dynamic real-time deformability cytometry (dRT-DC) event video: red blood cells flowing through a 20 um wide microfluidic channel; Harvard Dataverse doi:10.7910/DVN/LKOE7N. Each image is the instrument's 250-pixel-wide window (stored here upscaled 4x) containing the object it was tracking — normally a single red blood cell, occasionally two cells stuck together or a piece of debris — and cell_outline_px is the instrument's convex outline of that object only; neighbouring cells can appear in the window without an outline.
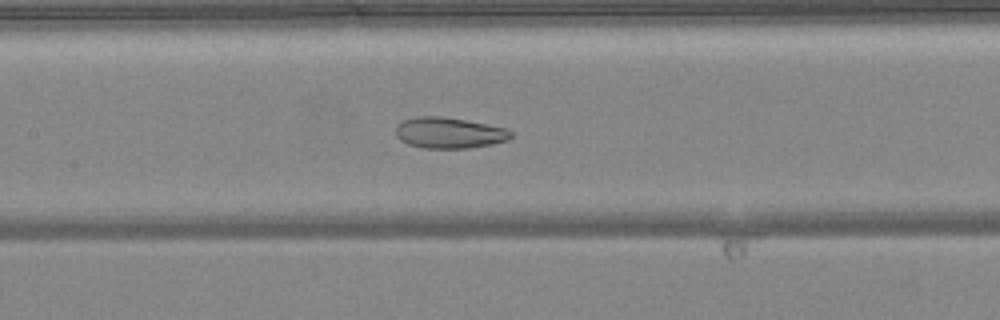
{"species": "common noctule bat (a hibernating species)", "species_latin": "Nyctalus noctula", "temperature_condition": "warm", "stored_images_in_passage": 50, "camera_frame_rate_fps": 3000, "um_per_image_px": 0.085, "animal": {"sex": "female", "body_mass_g": 24.6, "forearm_length_mm": 56.2}, "frame": {"image": 1, "passage_image": 24, "time_ms": 7.667, "image_size_px": [1000, 320], "cell_outline_px": [[512, 136], [508, 140], [492, 144], [468, 148], [424, 148], [408, 144], [400, 140], [396, 136], [396, 124], [400, 120], [420, 116], [440, 116], [488, 124], [508, 128], [512, 132]], "centroid_in_image_um": [38.16, 11.29], "position_along_channel_um": 169.2, "area_um2": 20.92}}
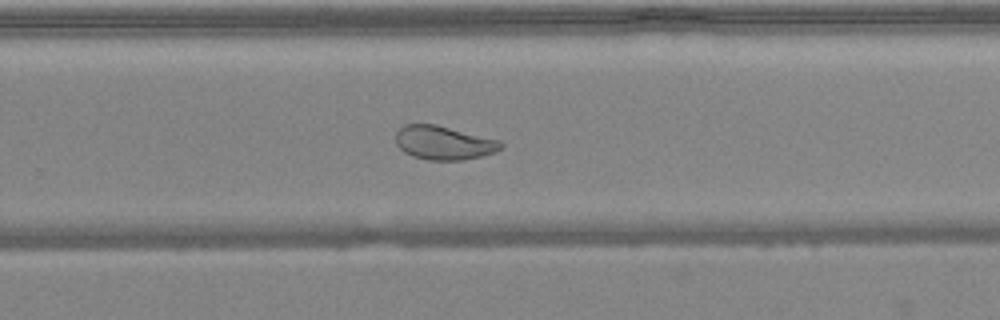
{"frame": {"image": 2, "passage_image": 33, "time_ms": 10.667, "image_size_px": [1000, 320], "cell_outline_px": [[504, 148], [496, 152], [464, 160], [428, 160], [412, 156], [404, 152], [396, 144], [396, 132], [404, 124], [436, 124], [500, 140], [504, 144]], "centroid_in_image_um": [37.74, 12.14], "position_along_channel_um": 292.1, "area_um2": 20.87}}
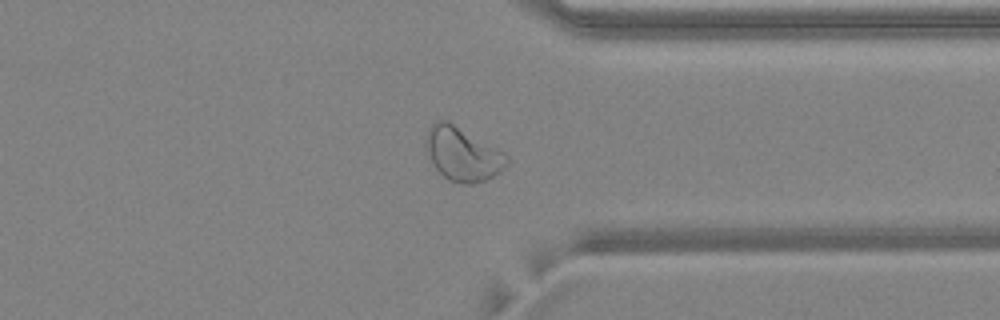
{"frame": {"image": 3, "passage_image": 39, "time_ms": 12.667, "image_size_px": [1000, 320], "cell_outline_px": [[508, 164], [500, 172], [484, 180], [472, 184], [464, 184], [448, 180], [432, 164], [424, 144], [424, 140], [428, 128], [436, 120], [448, 120], [504, 152], [508, 156]], "centroid_in_image_um": [39.29, 13.07], "position_along_channel_um": 372.1, "area_um2": 25.37}, "authors_computed_cell_mechanics": {"area_um2": 26.4435, "velocity_mm_per_s": 4.1184, "shape_relaxation_time_tau1_ms": 5.25, "shape_relaxation_time_tau2_ms": 1.5078, "deformation_change_tau1": 0.1539, "deformation_change_tau2": 0.0756}}